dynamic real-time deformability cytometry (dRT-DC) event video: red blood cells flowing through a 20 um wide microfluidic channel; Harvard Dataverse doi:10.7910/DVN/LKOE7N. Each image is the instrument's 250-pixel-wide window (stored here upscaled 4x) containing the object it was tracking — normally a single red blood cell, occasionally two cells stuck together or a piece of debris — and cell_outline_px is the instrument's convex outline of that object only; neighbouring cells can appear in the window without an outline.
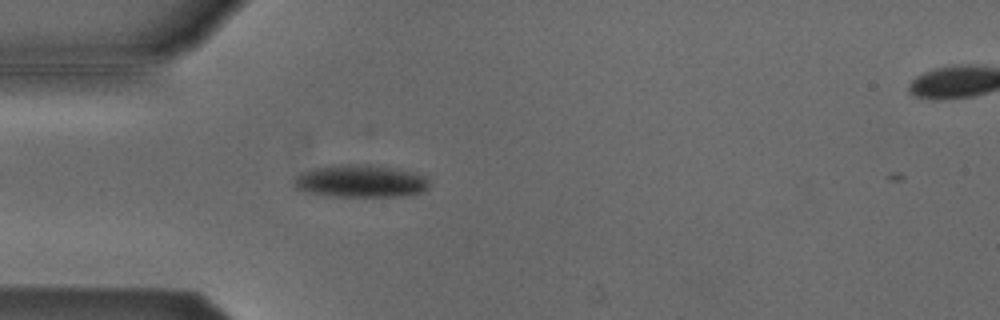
{"species": "Egyptian fruit bat (a non-hibernating species)", "species_latin": "Rousettus aegyptiacus", "temperature_condition": "cold", "stored_images_in_passage": 7, "camera_frame_rate_fps": 3000, "um_per_image_px": 0.085, "animal": {"sex": "male"}, "frame": {"image": 1, "passage_image": 6, "time_ms": 1.667, "image_size_px": [1000, 320], "cell_outline_px": [[428, 188], [420, 192], [400, 196], [328, 196], [300, 192], [292, 184], [292, 180], [300, 172], [312, 168], [340, 164], [368, 164], [400, 168], [428, 176]], "centroid_in_image_um": [30.59, 15.38], "position_along_channel_um": 54.4, "area_um2": 26.24}}